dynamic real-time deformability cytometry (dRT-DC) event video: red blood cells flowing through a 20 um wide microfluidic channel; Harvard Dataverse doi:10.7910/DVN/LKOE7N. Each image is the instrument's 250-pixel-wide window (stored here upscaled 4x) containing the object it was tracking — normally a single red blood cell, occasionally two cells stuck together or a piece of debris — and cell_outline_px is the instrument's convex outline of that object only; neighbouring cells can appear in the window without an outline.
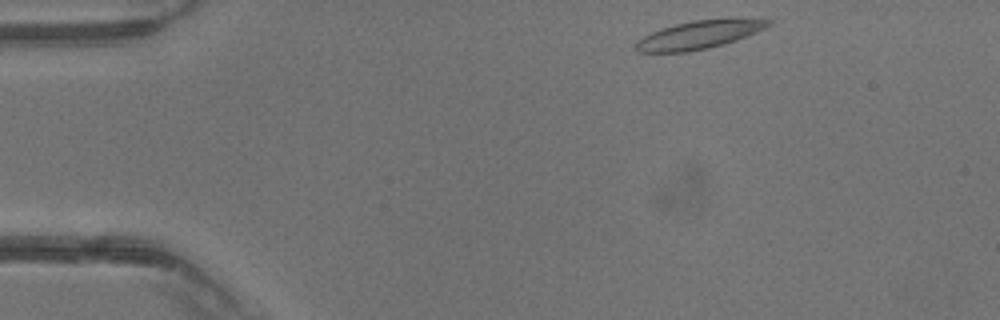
{"species": "common noctule bat (a hibernating species)", "species_latin": "Nyctalus noctula", "temperature_condition": "warm", "stored_images_in_passage": 35, "camera_frame_rate_fps": 3000, "um_per_image_px": 0.085, "animal": {"sex": "male", "body_mass_g": 13.3}, "frame": {"image": 1, "passage_image": 1, "time_ms": 0.0, "image_size_px": [1000, 320], "cell_outline_px": [[772, 24], [756, 32], [736, 40], [724, 44], [708, 48], [688, 52], [640, 52], [636, 48], [636, 44], [644, 36], [652, 32], [676, 24], [696, 20], [772, 20]], "centroid_in_image_um": [59.39, 2.99], "position_along_channel_um": 25.6, "area_um2": 20.81}}
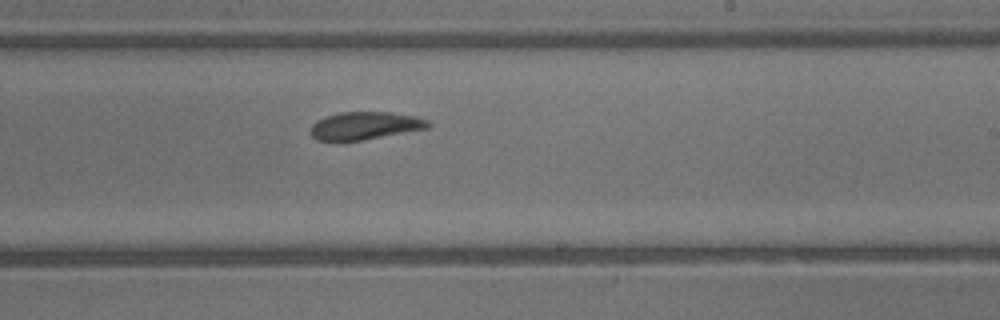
{"frame": {"image": 2, "passage_image": 19, "time_ms": 6.0, "image_size_px": [1000, 320], "cell_outline_px": [[432, 124], [428, 128], [364, 140], [316, 140], [308, 132], [312, 124], [316, 120], [324, 116], [340, 112], [392, 112], [412, 116], [428, 120]], "centroid_in_image_um": [30.99, 10.68], "position_along_channel_um": 258.0, "area_um2": 19.07}}
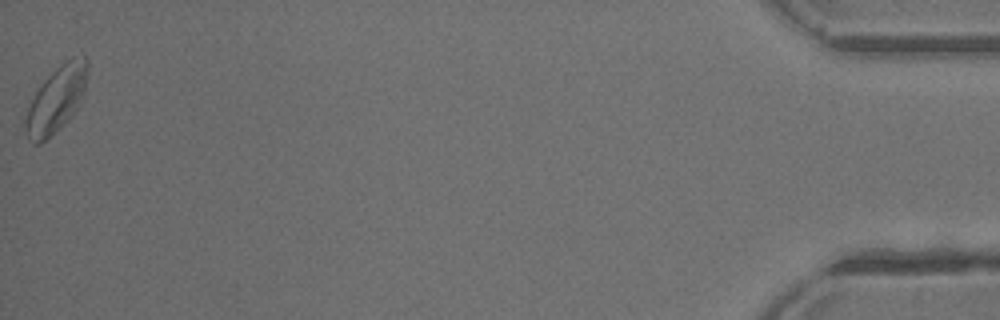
{"frame": {"image": 3, "passage_image": 35, "time_ms": 11.333, "image_size_px": [1000, 320], "cell_outline_px": [[88, 72], [84, 96], [80, 104], [68, 120], [60, 128], [40, 144], [32, 144], [28, 140], [24, 132], [24, 120], [28, 108], [36, 92], [44, 80], [60, 64], [72, 56], [84, 56], [88, 60]], "centroid_in_image_um": [4.8, 8.46], "position_along_channel_um": 430.4, "area_um2": 24.1}}